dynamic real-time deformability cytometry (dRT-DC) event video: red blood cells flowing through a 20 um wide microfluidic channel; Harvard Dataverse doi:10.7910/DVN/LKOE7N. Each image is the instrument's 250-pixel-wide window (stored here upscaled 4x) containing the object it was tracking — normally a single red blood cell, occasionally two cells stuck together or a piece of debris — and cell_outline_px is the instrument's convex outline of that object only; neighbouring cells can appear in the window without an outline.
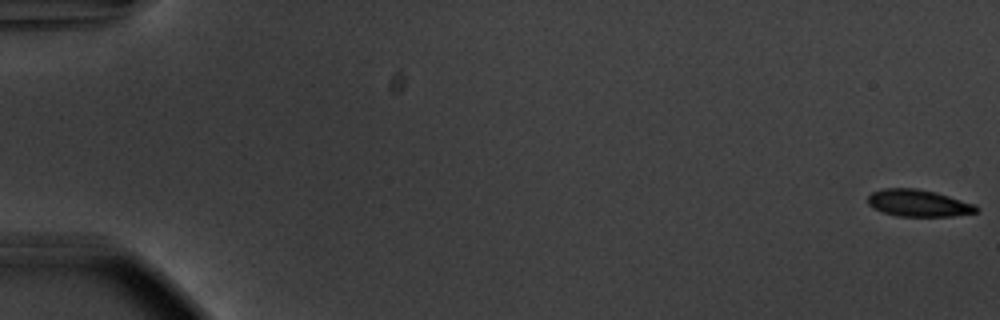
{"species": "common noctule bat (a hibernating species)", "species_latin": "Nyctalus noctula", "temperature_condition": "warm", "stored_images_in_passage": 56, "camera_frame_rate_fps": 3000, "um_per_image_px": 0.085, "animal": {"sex": "male", "body_mass_g": 20.1, "forearm_length_mm": 53.5}, "frame": {"image": 1, "passage_image": 1, "time_ms": 0.0, "image_size_px": [1000, 320], "cell_outline_px": [[980, 208], [976, 212], [952, 216], [896, 216], [872, 208], [868, 204], [868, 196], [872, 192], [884, 188], [916, 188], [936, 192], [976, 204]], "centroid_in_image_um": [78.07, 17.26], "position_along_channel_um": 6.9, "area_um2": 17.11}}
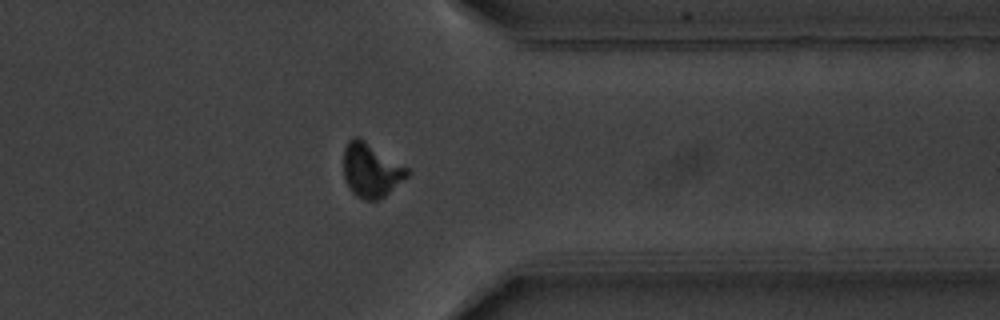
{"frame": {"image": 2, "passage_image": 45, "time_ms": 14.667, "image_size_px": [1000, 320], "cell_outline_px": [[412, 172], [408, 176], [380, 200], [364, 200], [356, 196], [352, 192], [344, 176], [344, 148], [348, 140], [352, 136], [360, 136], [408, 168]], "centroid_in_image_um": [31.54, 14.44], "position_along_channel_um": 379.9, "area_um2": 20.23}}
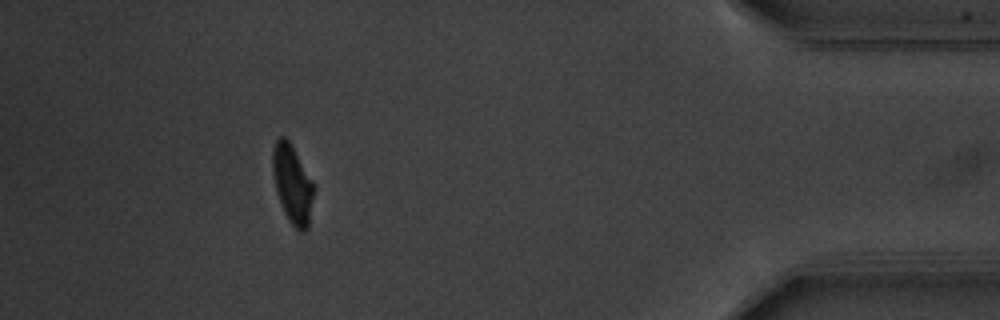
{"frame": {"image": 3, "passage_image": 51, "time_ms": 16.667, "image_size_px": [1000, 320], "cell_outline_px": [[312, 196], [308, 228], [304, 232], [300, 232], [288, 220], [284, 212], [276, 192], [272, 172], [272, 152], [276, 140], [280, 136], [284, 136], [292, 144], [312, 180]], "centroid_in_image_um": [24.82, 15.62], "position_along_channel_um": 410.4, "area_um2": 18.61}, "authors_computed_cell_mechanics": {"area_um2": 18.6694, "velocity_mm_per_s": 3.7286, "shape_relaxation_time_tau1_ms": 2.0807, "shape_relaxation_time_tau2_ms": null, "deformation_change_tau1": 0.1288, "deformation_change_tau2": null}}